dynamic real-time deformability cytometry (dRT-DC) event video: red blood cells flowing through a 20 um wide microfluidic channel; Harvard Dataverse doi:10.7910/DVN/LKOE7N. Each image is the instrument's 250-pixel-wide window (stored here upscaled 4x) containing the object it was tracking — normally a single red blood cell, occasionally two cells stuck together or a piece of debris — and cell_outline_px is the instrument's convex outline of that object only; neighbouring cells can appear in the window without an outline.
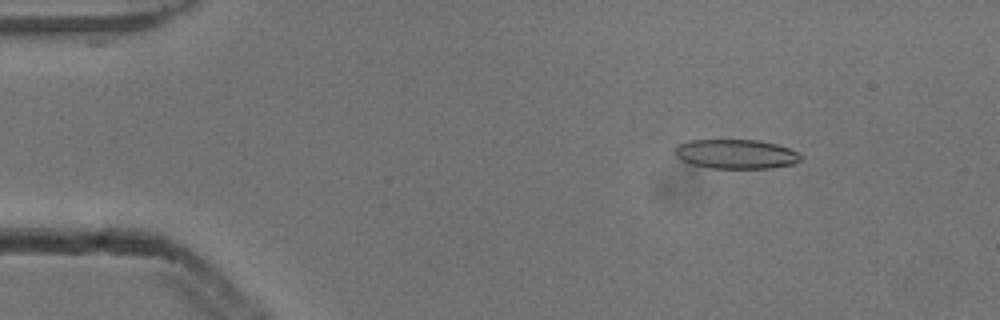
{"species": "common noctule bat (a hibernating species)", "species_latin": "Nyctalus noctula", "temperature_condition": "cold", "stored_images_in_passage": 4, "camera_frame_rate_fps": 3000, "um_per_image_px": 0.085, "animal": {"sex": "male", "body_mass_g": 13.3}, "frame": {"image": 1, "passage_image": 1, "time_ms": 0.0, "image_size_px": [1000, 320], "cell_outline_px": [[804, 156], [800, 160], [792, 164], [772, 168], [712, 168], [692, 164], [680, 160], [676, 156], [676, 148], [680, 144], [688, 140], [756, 140], [776, 144], [788, 148]], "centroid_in_image_um": [62.56, 13.1], "position_along_channel_um": 22.4, "area_um2": 21.39}}
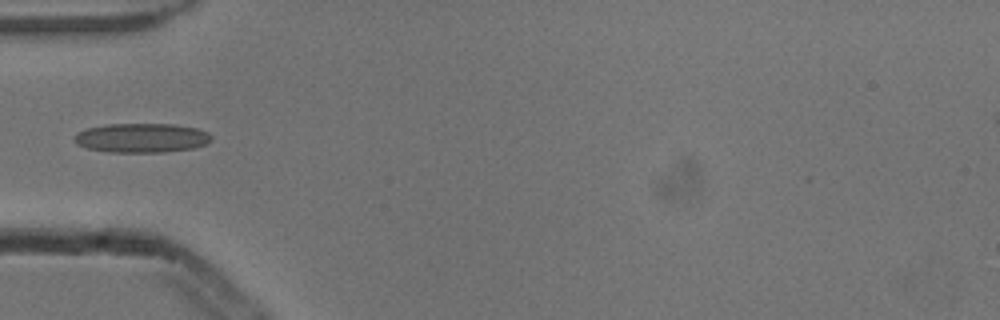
{"frame": {"image": 2, "passage_image": 3, "time_ms": 0.667, "image_size_px": [1000, 320], "cell_outline_px": [[212, 140], [208, 144], [192, 148], [164, 152], [108, 152], [88, 148], [76, 144], [72, 140], [76, 132], [84, 128], [108, 124], [172, 124], [196, 128], [208, 132], [212, 136]], "centroid_in_image_um": [12.01, 11.72], "position_along_channel_um": 73.0, "area_um2": 23.64}}
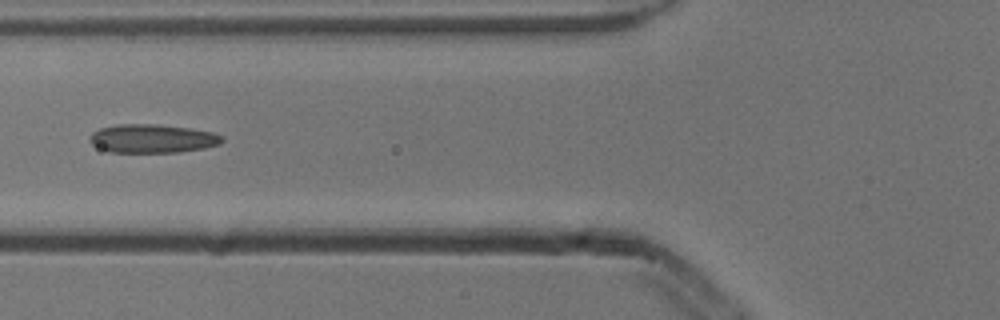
{"frame": {"image": 3, "passage_image": 4, "time_ms": 1.0, "image_size_px": [1000, 320], "cell_outline_px": [[224, 140], [220, 144], [204, 148], [176, 152], [108, 152], [92, 144], [88, 140], [92, 132], [100, 128], [116, 124], [156, 124], [188, 128], [212, 132], [220, 136]], "centroid_in_image_um": [12.91, 11.77], "position_along_channel_um": 112.9, "area_um2": 21.96}}